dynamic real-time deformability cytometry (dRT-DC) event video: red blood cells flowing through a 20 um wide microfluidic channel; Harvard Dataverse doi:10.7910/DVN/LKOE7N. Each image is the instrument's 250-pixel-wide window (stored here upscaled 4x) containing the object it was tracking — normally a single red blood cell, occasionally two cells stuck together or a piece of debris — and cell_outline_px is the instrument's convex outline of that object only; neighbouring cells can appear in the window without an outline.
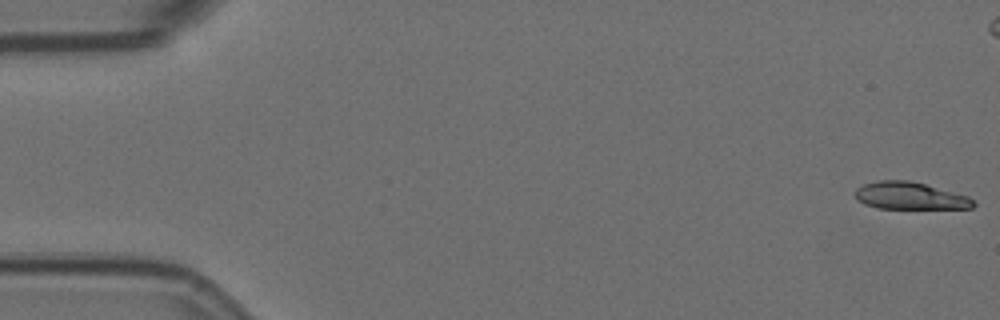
{"species": "Egyptian fruit bat (a non-hibernating species)", "species_latin": "Rousettus aegyptiacus", "temperature_condition": "room temperature", "stored_images_in_passage": 13, "segment_of_instrument_passage": [1, 2], "camera_frame_rate_fps": 3000, "um_per_image_px": 0.085, "animal": {"sex": "female"}, "frame": {"image": 1, "passage_image": 1, "time_ms": 0.0, "image_size_px": [1000, 320], "cell_outline_px": [[976, 204], [972, 208], [876, 208], [864, 204], [856, 200], [852, 192], [856, 188], [864, 184], [876, 180], [908, 180], [924, 184], [968, 196]], "centroid_in_image_um": [77.26, 16.64], "position_along_channel_um": 7.7, "area_um2": 18.79}}
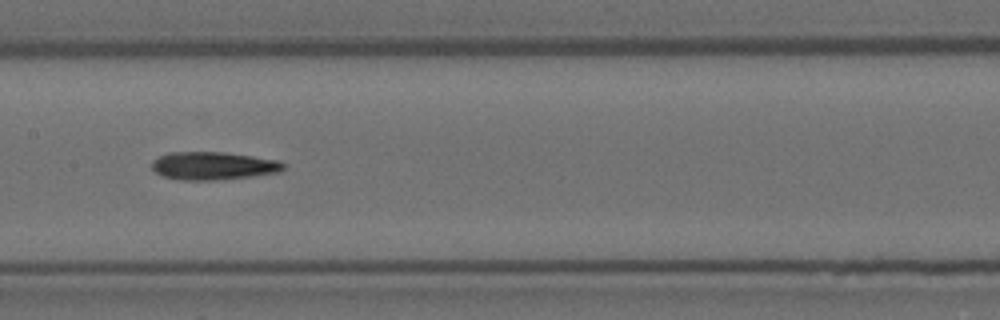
{"frame": {"image": 2, "passage_image": 8, "time_ms": 2.333, "image_size_px": [1000, 320], "cell_outline_px": [[284, 168], [280, 172], [252, 176], [216, 180], [180, 180], [160, 176], [152, 168], [152, 160], [160, 156], [172, 152], [220, 152], [252, 156], [276, 160], [284, 164]], "centroid_in_image_um": [18.09, 14.1], "position_along_channel_um": 189.3, "area_um2": 21.33}}
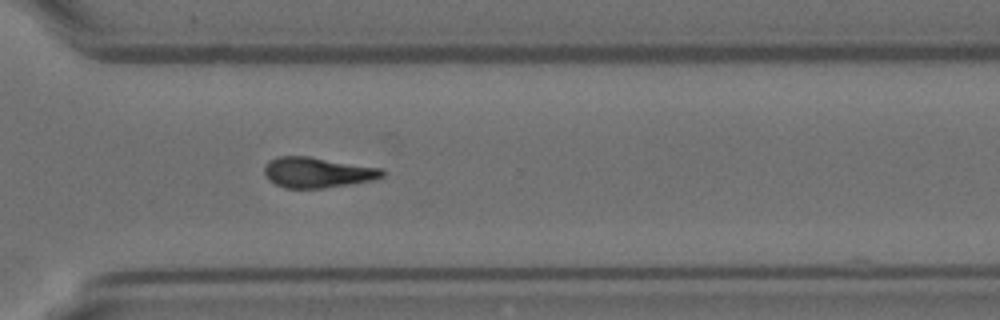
{"frame": {"image": 3, "passage_image": 12, "time_ms": 3.667, "image_size_px": [1000, 320], "cell_outline_px": [[384, 176], [372, 180], [324, 188], [284, 188], [268, 180], [264, 172], [264, 168], [268, 160], [280, 156], [308, 156], [384, 168]], "centroid_in_image_um": [26.97, 14.65], "position_along_channel_um": 343.6, "area_um2": 20.98}}